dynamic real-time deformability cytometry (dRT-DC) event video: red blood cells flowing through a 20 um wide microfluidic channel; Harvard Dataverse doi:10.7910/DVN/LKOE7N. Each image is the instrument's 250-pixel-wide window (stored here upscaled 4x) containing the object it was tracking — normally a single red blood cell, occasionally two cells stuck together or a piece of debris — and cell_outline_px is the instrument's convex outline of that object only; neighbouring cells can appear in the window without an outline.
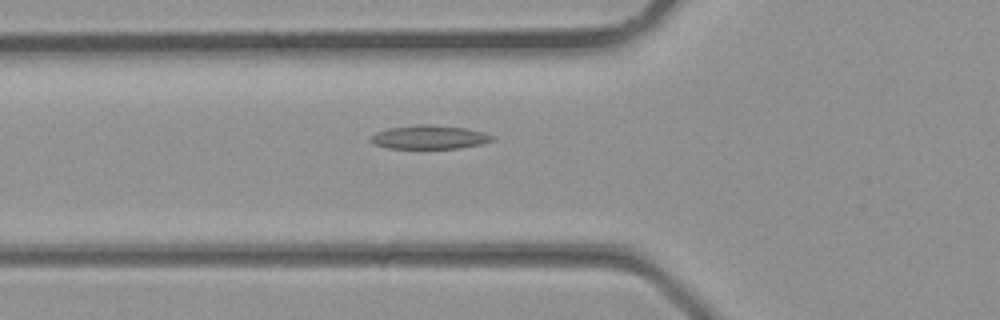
{"species": "common noctule bat (a hibernating species)", "species_latin": "Nyctalus noctula", "temperature_condition": "room temperature", "stored_images_in_passage": 2, "camera_frame_rate_fps": 3000, "um_per_image_px": 0.085, "animal": {"sex": "male", "body_mass_g": 23.1, "forearm_length_mm": 52.7}, "frame": {"image": 1, "passage_image": 2, "time_ms": 0.333, "image_size_px": [1000, 320], "cell_outline_px": [[496, 140], [480, 144], [460, 148], [388, 148], [372, 144], [368, 140], [376, 132], [388, 128], [420, 124], [428, 124], [468, 128], [484, 132], [496, 136]], "centroid_in_image_um": [36.52, 11.65], "position_along_channel_um": 89.3, "area_um2": 16.99}}